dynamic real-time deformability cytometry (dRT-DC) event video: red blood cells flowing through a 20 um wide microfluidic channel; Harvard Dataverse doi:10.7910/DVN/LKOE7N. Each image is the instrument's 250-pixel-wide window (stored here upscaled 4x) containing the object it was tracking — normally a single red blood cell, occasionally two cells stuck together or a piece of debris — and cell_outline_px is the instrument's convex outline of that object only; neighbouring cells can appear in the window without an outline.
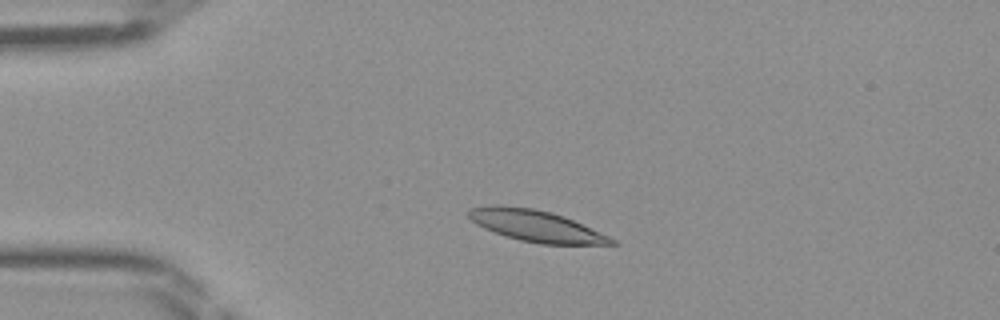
{"species": "Egyptian fruit bat (a non-hibernating species)", "species_latin": "Rousettus aegyptiacus", "temperature_condition": "room temperature", "stored_images_in_passage": 38, "camera_frame_rate_fps": 3000, "um_per_image_px": 0.085, "frame": {"image": 1, "passage_image": 2, "time_ms": 0.333, "image_size_px": [1000, 320], "cell_outline_px": [[620, 244], [540, 244], [520, 240], [504, 236], [484, 228], [476, 224], [468, 216], [468, 208], [492, 204], [500, 204], [532, 208], [552, 212], [572, 220], [608, 236], [616, 240]], "centroid_in_image_um": [45.49, 19.18], "position_along_channel_um": 39.5, "area_um2": 26.07}}
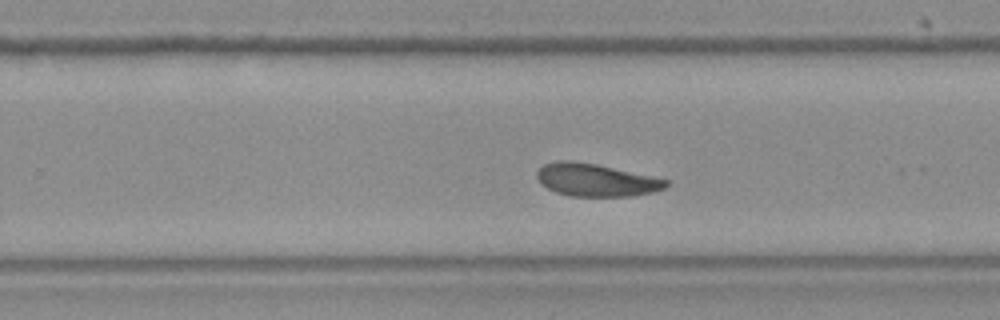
{"frame": {"image": 2, "passage_image": 21, "time_ms": 6.667, "image_size_px": [1000, 320], "cell_outline_px": [[668, 184], [664, 188], [652, 192], [632, 196], [568, 196], [556, 192], [540, 184], [536, 176], [536, 172], [544, 164], [560, 160], [572, 160], [596, 164], [652, 176], [668, 180]], "centroid_in_image_um": [50.62, 15.3], "position_along_channel_um": 279.2, "area_um2": 24.51}}
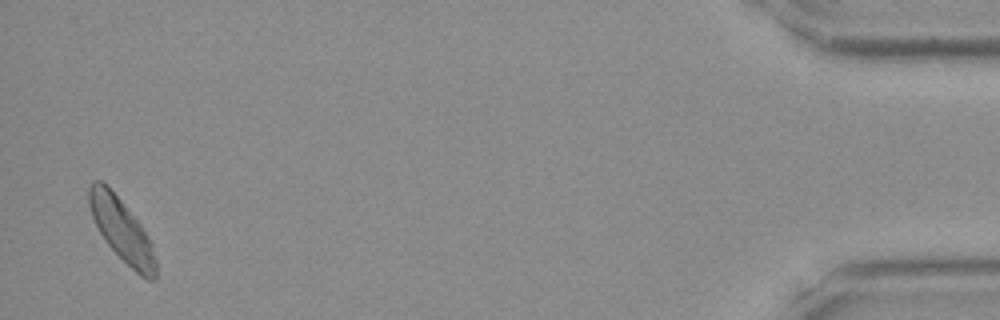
{"frame": {"image": 3, "passage_image": 37, "time_ms": 12.0, "image_size_px": [1000, 320], "cell_outline_px": [[156, 280], [148, 280], [140, 276], [104, 240], [92, 216], [88, 204], [88, 188], [92, 180], [100, 180], [120, 200], [140, 224], [148, 236], [152, 244], [156, 260]], "centroid_in_image_um": [10.35, 19.57], "position_along_channel_um": 424.8, "area_um2": 23.87}}